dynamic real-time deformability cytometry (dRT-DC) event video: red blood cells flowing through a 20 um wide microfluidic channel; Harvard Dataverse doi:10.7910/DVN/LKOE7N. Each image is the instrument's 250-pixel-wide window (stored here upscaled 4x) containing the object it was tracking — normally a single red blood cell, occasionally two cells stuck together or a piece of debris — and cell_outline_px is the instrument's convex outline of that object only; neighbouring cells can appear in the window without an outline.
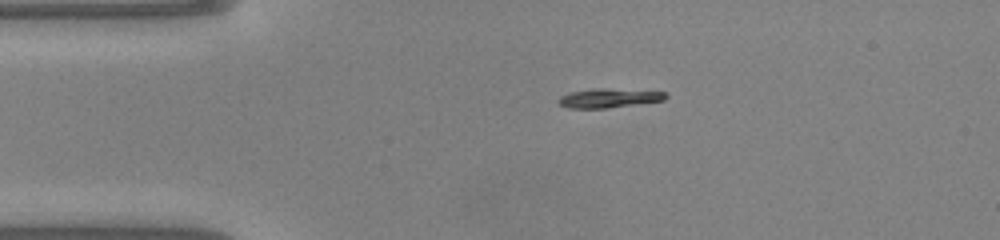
{"species": "common noctule bat (a hibernating species)", "species_latin": "Nyctalus noctula", "temperature_condition": "warm", "stored_images_in_passage": 47, "camera_frame_rate_fps": 3000, "um_per_image_px": 0.085, "animal": {"sex": "male", "body_mass_g": 20.0, "forearm_length_mm": 53.3}, "frame": {"image": 1, "passage_image": 8, "time_ms": 2.333, "image_size_px": [1000, 240], "cell_outline_px": [[668, 96], [664, 100], [604, 108], [568, 108], [560, 104], [556, 100], [560, 96], [572, 92], [596, 88], [604, 88], [668, 92]], "centroid_in_image_um": [51.75, 8.33], "position_along_channel_um": 33.2, "area_um2": 11.79}}
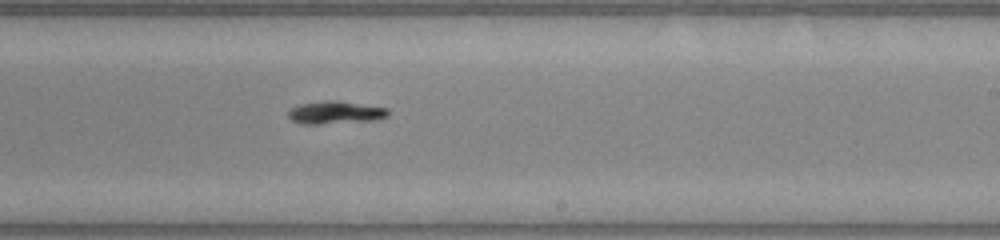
{"frame": {"image": 2, "passage_image": 27, "time_ms": 8.667, "image_size_px": [1000, 240], "cell_outline_px": [[388, 116], [376, 120], [320, 124], [300, 124], [292, 120], [288, 116], [288, 112], [296, 104], [328, 100], [336, 100], [388, 108]], "centroid_in_image_um": [28.48, 9.56], "position_along_channel_um": 260.5, "area_um2": 13.29}}
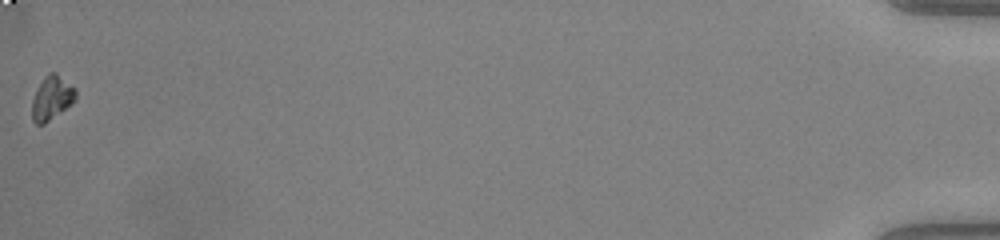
{"frame": {"image": 3, "passage_image": 47, "time_ms": 15.333, "image_size_px": [1000, 240], "cell_outline_px": [[76, 100], [72, 104], [44, 124], [36, 124], [32, 120], [32, 100], [44, 76], [48, 72], [56, 72], [76, 88]], "centroid_in_image_um": [4.42, 8.32], "position_along_channel_um": 430.8, "area_um2": 11.21}}